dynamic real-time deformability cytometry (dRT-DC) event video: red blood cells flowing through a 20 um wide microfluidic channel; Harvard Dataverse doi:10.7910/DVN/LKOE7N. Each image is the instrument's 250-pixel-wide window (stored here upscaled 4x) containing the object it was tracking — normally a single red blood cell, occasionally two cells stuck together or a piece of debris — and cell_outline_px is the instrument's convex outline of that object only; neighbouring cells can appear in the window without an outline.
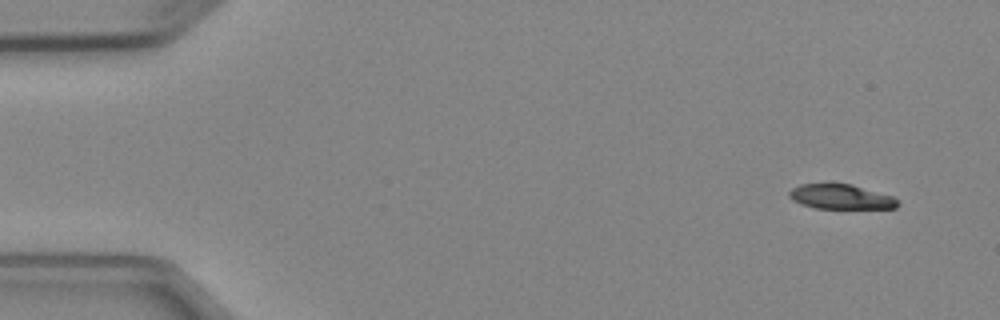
{"species": "Egyptian fruit bat (a non-hibernating species)", "species_latin": "Rousettus aegyptiacus", "temperature_condition": "cold", "stored_images_in_passage": 4, "camera_frame_rate_fps": 3000, "um_per_image_px": 0.085, "animal": {"sex": "female"}, "frame": {"image": 1, "passage_image": 1, "time_ms": 0.0, "image_size_px": [1000, 320], "cell_outline_px": [[900, 204], [896, 208], [816, 208], [800, 204], [792, 200], [788, 196], [788, 192], [792, 188], [800, 184], [852, 184], [892, 196], [900, 200]], "centroid_in_image_um": [71.47, 16.73], "position_along_channel_um": 13.5, "area_um2": 15.66}}
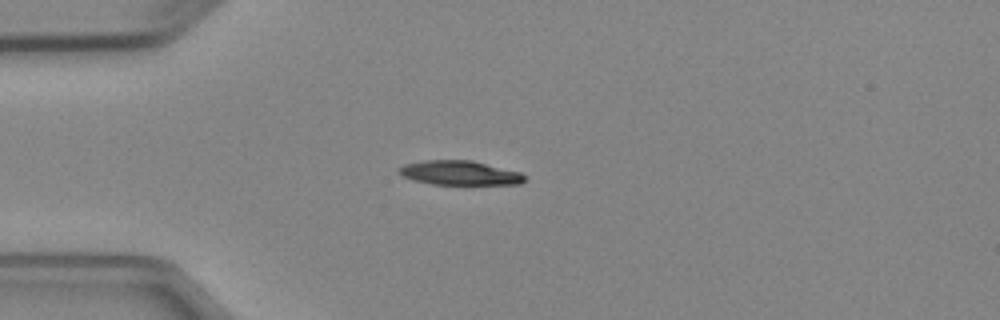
{"frame": {"image": 2, "passage_image": 4, "time_ms": 3.333, "image_size_px": [1000, 320], "cell_outline_px": [[524, 180], [520, 184], [432, 184], [412, 180], [396, 172], [396, 168], [404, 164], [424, 160], [472, 160], [520, 172], [524, 176]], "centroid_in_image_um": [39.0, 14.69], "position_along_channel_um": 46.0, "area_um2": 17.8}}